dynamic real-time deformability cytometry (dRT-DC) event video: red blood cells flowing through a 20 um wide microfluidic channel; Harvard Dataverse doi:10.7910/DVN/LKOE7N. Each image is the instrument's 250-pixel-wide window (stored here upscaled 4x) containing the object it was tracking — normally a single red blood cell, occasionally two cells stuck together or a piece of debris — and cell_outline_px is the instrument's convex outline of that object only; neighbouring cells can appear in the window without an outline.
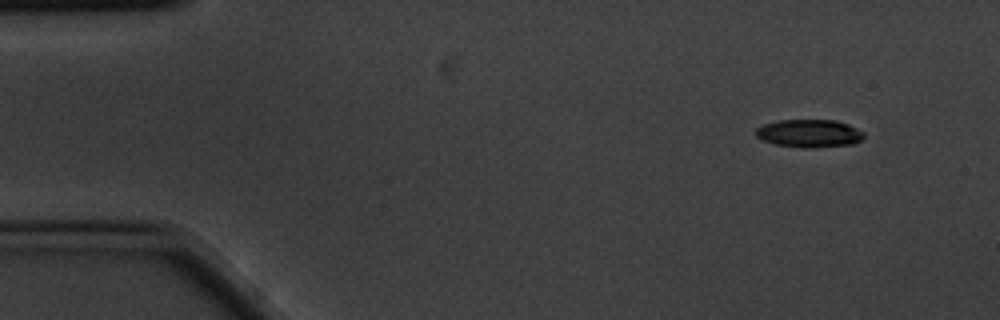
{"species": "common noctule bat (a hibernating species)", "species_latin": "Nyctalus noctula", "temperature_condition": "cold", "stored_images_in_passage": 4, "camera_frame_rate_fps": 3000, "um_per_image_px": 0.085, "animal": {"sex": "male", "body_mass_g": 20.1, "forearm_length_mm": 53.5}, "frame": {"image": 1, "passage_image": 1, "time_ms": 0.0, "image_size_px": [1000, 320], "cell_outline_px": [[864, 136], [860, 140], [852, 144], [816, 148], [804, 148], [776, 144], [764, 140], [756, 136], [756, 128], [764, 124], [776, 120], [836, 120], [848, 124], [864, 132]], "centroid_in_image_um": [68.79, 11.33], "position_along_channel_um": 16.2, "area_um2": 17.57}}
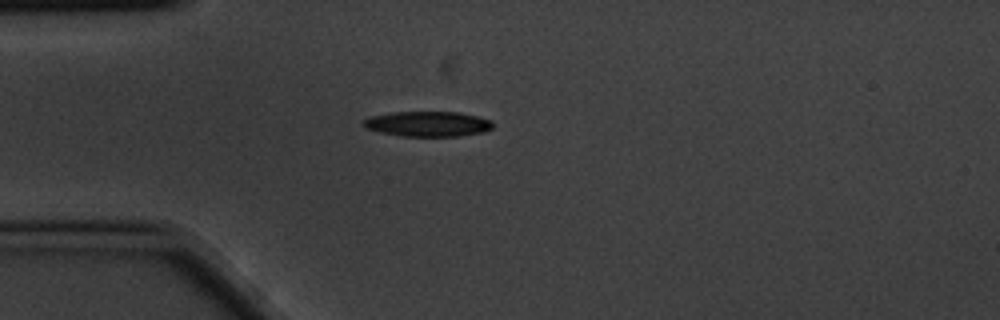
{"frame": {"image": 2, "passage_image": 4, "time_ms": 1.0, "image_size_px": [1000, 320], "cell_outline_px": [[492, 128], [484, 132], [460, 136], [404, 136], [380, 132], [364, 128], [364, 120], [368, 116], [392, 112], [460, 112], [492, 120]], "centroid_in_image_um": [36.36, 10.53], "position_along_channel_um": 48.6, "area_um2": 19.02}}